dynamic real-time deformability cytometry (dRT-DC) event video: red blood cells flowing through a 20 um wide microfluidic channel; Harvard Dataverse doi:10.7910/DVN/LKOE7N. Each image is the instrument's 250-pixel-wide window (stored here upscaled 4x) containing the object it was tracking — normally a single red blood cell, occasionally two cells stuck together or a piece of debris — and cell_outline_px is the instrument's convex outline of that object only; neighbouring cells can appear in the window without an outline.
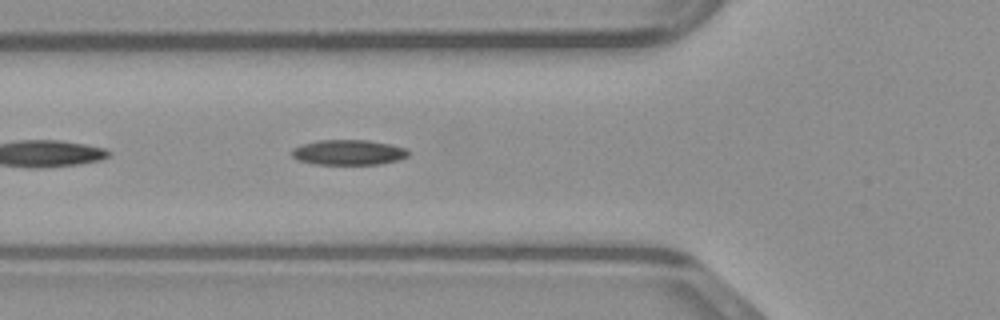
{"species": "common noctule bat (a hibernating species)", "species_latin": "Nyctalus noctula", "temperature_condition": "warm", "stored_images_in_passage": 13, "camera_frame_rate_fps": 3000, "um_per_image_px": 0.085, "animal": {"sex": "male", "body_mass_g": 23.1, "forearm_length_mm": 52.7}, "frame": {"image": 1, "passage_image": 4, "time_ms": 1.0, "image_size_px": [1000, 320], "cell_outline_px": [[408, 156], [400, 160], [380, 164], [312, 164], [296, 160], [292, 156], [292, 148], [300, 144], [320, 140], [368, 140], [388, 144], [404, 148], [408, 152]], "centroid_in_image_um": [29.57, 12.96], "position_along_channel_um": 96.2, "area_um2": 17.17}}
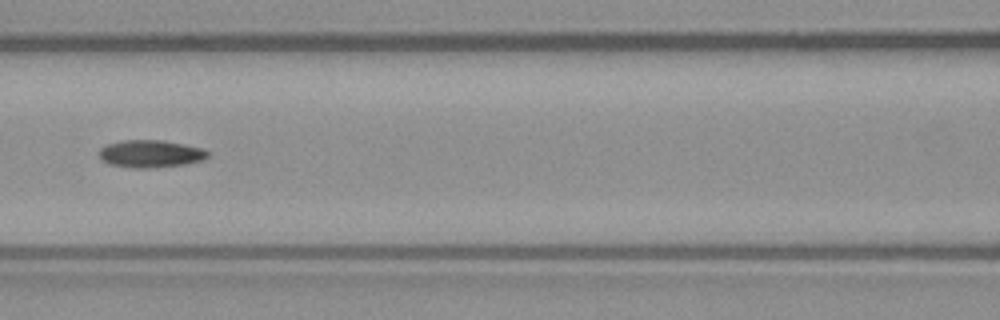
{"frame": {"image": 2, "passage_image": 8, "time_ms": 2.333, "image_size_px": [1000, 320], "cell_outline_px": [[208, 156], [204, 160], [184, 164], [148, 168], [132, 168], [108, 164], [100, 160], [100, 148], [108, 144], [124, 140], [164, 140], [204, 148], [208, 152]], "centroid_in_image_um": [12.8, 13.07], "position_along_channel_um": 153.8, "area_um2": 17.46}}